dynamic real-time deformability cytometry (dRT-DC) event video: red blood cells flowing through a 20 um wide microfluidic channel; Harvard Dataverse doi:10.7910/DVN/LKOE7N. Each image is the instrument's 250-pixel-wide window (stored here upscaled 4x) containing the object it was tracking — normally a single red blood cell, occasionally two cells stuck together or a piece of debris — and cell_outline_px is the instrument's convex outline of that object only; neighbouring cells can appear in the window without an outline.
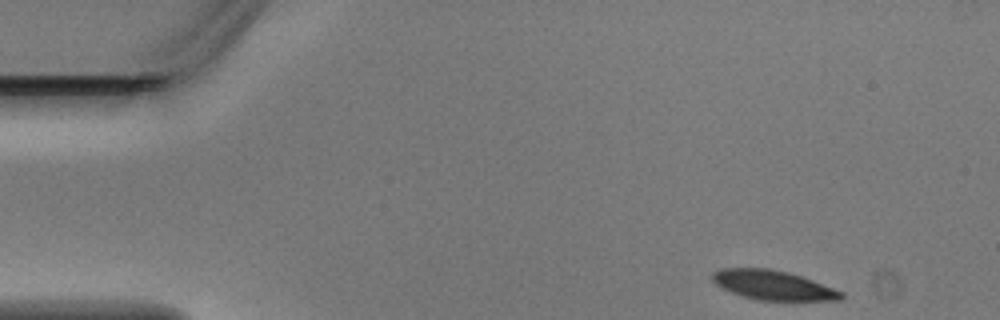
{"species": "Egyptian fruit bat (a non-hibernating species)", "species_latin": "Rousettus aegyptiacus", "temperature_condition": "warm", "stored_images_in_passage": 4, "camera_frame_rate_fps": 3000, "um_per_image_px": 0.085, "animal": {"sex": "male"}, "frame": {"image": 1, "passage_image": 1, "time_ms": 0.0, "image_size_px": [1000, 320], "cell_outline_px": [[844, 296], [840, 300], [760, 300], [744, 296], [732, 292], [716, 284], [712, 280], [712, 272], [720, 268], [772, 268], [788, 272], [812, 280], [844, 292]], "centroid_in_image_um": [65.71, 24.22], "position_along_channel_um": 19.3, "area_um2": 21.91}}